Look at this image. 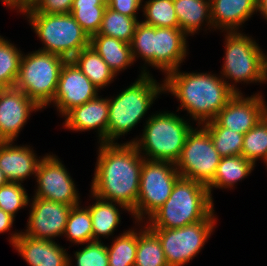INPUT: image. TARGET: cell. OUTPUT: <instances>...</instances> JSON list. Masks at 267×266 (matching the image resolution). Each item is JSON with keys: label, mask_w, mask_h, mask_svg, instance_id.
I'll use <instances>...</instances> for the list:
<instances>
[{"label": "cell", "mask_w": 267, "mask_h": 266, "mask_svg": "<svg viewBox=\"0 0 267 266\" xmlns=\"http://www.w3.org/2000/svg\"><path fill=\"white\" fill-rule=\"evenodd\" d=\"M241 32H224L225 56L220 71V76L235 93H242L237 83H266V53L252 36Z\"/></svg>", "instance_id": "cell-7"}, {"label": "cell", "mask_w": 267, "mask_h": 266, "mask_svg": "<svg viewBox=\"0 0 267 266\" xmlns=\"http://www.w3.org/2000/svg\"><path fill=\"white\" fill-rule=\"evenodd\" d=\"M103 1H104L106 4H108L110 0H103Z\"/></svg>", "instance_id": "cell-47"}, {"label": "cell", "mask_w": 267, "mask_h": 266, "mask_svg": "<svg viewBox=\"0 0 267 266\" xmlns=\"http://www.w3.org/2000/svg\"><path fill=\"white\" fill-rule=\"evenodd\" d=\"M213 30L241 31L242 25L257 13V0H210Z\"/></svg>", "instance_id": "cell-21"}, {"label": "cell", "mask_w": 267, "mask_h": 266, "mask_svg": "<svg viewBox=\"0 0 267 266\" xmlns=\"http://www.w3.org/2000/svg\"><path fill=\"white\" fill-rule=\"evenodd\" d=\"M14 141L0 142V169L8 182L24 183L30 176L36 175L40 161L30 145H14Z\"/></svg>", "instance_id": "cell-20"}, {"label": "cell", "mask_w": 267, "mask_h": 266, "mask_svg": "<svg viewBox=\"0 0 267 266\" xmlns=\"http://www.w3.org/2000/svg\"><path fill=\"white\" fill-rule=\"evenodd\" d=\"M263 98L260 92L250 97L236 93L214 120L221 127L245 134L267 114V102Z\"/></svg>", "instance_id": "cell-16"}, {"label": "cell", "mask_w": 267, "mask_h": 266, "mask_svg": "<svg viewBox=\"0 0 267 266\" xmlns=\"http://www.w3.org/2000/svg\"><path fill=\"white\" fill-rule=\"evenodd\" d=\"M98 92L99 89L76 64L66 60L60 71L56 94L48 106H56L57 112L63 117L72 108L96 98Z\"/></svg>", "instance_id": "cell-15"}, {"label": "cell", "mask_w": 267, "mask_h": 266, "mask_svg": "<svg viewBox=\"0 0 267 266\" xmlns=\"http://www.w3.org/2000/svg\"><path fill=\"white\" fill-rule=\"evenodd\" d=\"M63 127L70 131L85 132L95 130L98 143H107V122L109 117V98H96L72 108L64 116Z\"/></svg>", "instance_id": "cell-19"}, {"label": "cell", "mask_w": 267, "mask_h": 266, "mask_svg": "<svg viewBox=\"0 0 267 266\" xmlns=\"http://www.w3.org/2000/svg\"><path fill=\"white\" fill-rule=\"evenodd\" d=\"M152 74L140 73L134 83L115 97H109V117L107 122V143H117L145 119L154 101L164 93V80L157 82Z\"/></svg>", "instance_id": "cell-4"}, {"label": "cell", "mask_w": 267, "mask_h": 266, "mask_svg": "<svg viewBox=\"0 0 267 266\" xmlns=\"http://www.w3.org/2000/svg\"><path fill=\"white\" fill-rule=\"evenodd\" d=\"M266 83H267V54L265 55Z\"/></svg>", "instance_id": "cell-45"}, {"label": "cell", "mask_w": 267, "mask_h": 266, "mask_svg": "<svg viewBox=\"0 0 267 266\" xmlns=\"http://www.w3.org/2000/svg\"><path fill=\"white\" fill-rule=\"evenodd\" d=\"M241 155L256 166V161H267V114L244 134Z\"/></svg>", "instance_id": "cell-33"}, {"label": "cell", "mask_w": 267, "mask_h": 266, "mask_svg": "<svg viewBox=\"0 0 267 266\" xmlns=\"http://www.w3.org/2000/svg\"><path fill=\"white\" fill-rule=\"evenodd\" d=\"M8 181L4 175V173L2 172V170L0 169V186H3L5 184H7Z\"/></svg>", "instance_id": "cell-43"}, {"label": "cell", "mask_w": 267, "mask_h": 266, "mask_svg": "<svg viewBox=\"0 0 267 266\" xmlns=\"http://www.w3.org/2000/svg\"><path fill=\"white\" fill-rule=\"evenodd\" d=\"M32 0H26V7H28L30 5Z\"/></svg>", "instance_id": "cell-46"}, {"label": "cell", "mask_w": 267, "mask_h": 266, "mask_svg": "<svg viewBox=\"0 0 267 266\" xmlns=\"http://www.w3.org/2000/svg\"><path fill=\"white\" fill-rule=\"evenodd\" d=\"M144 24L154 27L179 28L173 0H143ZM146 17V18H145Z\"/></svg>", "instance_id": "cell-34"}, {"label": "cell", "mask_w": 267, "mask_h": 266, "mask_svg": "<svg viewBox=\"0 0 267 266\" xmlns=\"http://www.w3.org/2000/svg\"><path fill=\"white\" fill-rule=\"evenodd\" d=\"M214 210L208 187L180 177L167 201L146 221L148 228L176 229L204 220Z\"/></svg>", "instance_id": "cell-5"}, {"label": "cell", "mask_w": 267, "mask_h": 266, "mask_svg": "<svg viewBox=\"0 0 267 266\" xmlns=\"http://www.w3.org/2000/svg\"><path fill=\"white\" fill-rule=\"evenodd\" d=\"M180 177L175 163L144 158L138 200L136 207L130 214L134 218L135 224H143L167 201L176 181Z\"/></svg>", "instance_id": "cell-10"}, {"label": "cell", "mask_w": 267, "mask_h": 266, "mask_svg": "<svg viewBox=\"0 0 267 266\" xmlns=\"http://www.w3.org/2000/svg\"><path fill=\"white\" fill-rule=\"evenodd\" d=\"M63 236L75 245H84L93 241L92 219L86 206L72 207Z\"/></svg>", "instance_id": "cell-30"}, {"label": "cell", "mask_w": 267, "mask_h": 266, "mask_svg": "<svg viewBox=\"0 0 267 266\" xmlns=\"http://www.w3.org/2000/svg\"><path fill=\"white\" fill-rule=\"evenodd\" d=\"M257 12L267 21V0H257Z\"/></svg>", "instance_id": "cell-42"}, {"label": "cell", "mask_w": 267, "mask_h": 266, "mask_svg": "<svg viewBox=\"0 0 267 266\" xmlns=\"http://www.w3.org/2000/svg\"><path fill=\"white\" fill-rule=\"evenodd\" d=\"M144 225V226H143ZM141 224L137 231V252L134 266H168L158 237Z\"/></svg>", "instance_id": "cell-27"}, {"label": "cell", "mask_w": 267, "mask_h": 266, "mask_svg": "<svg viewBox=\"0 0 267 266\" xmlns=\"http://www.w3.org/2000/svg\"><path fill=\"white\" fill-rule=\"evenodd\" d=\"M75 265L68 256V266H109L107 246L102 242H88L84 247L74 252Z\"/></svg>", "instance_id": "cell-37"}, {"label": "cell", "mask_w": 267, "mask_h": 266, "mask_svg": "<svg viewBox=\"0 0 267 266\" xmlns=\"http://www.w3.org/2000/svg\"><path fill=\"white\" fill-rule=\"evenodd\" d=\"M30 198L21 183L8 182L0 186V208L15 218L17 212L29 205Z\"/></svg>", "instance_id": "cell-36"}, {"label": "cell", "mask_w": 267, "mask_h": 266, "mask_svg": "<svg viewBox=\"0 0 267 266\" xmlns=\"http://www.w3.org/2000/svg\"><path fill=\"white\" fill-rule=\"evenodd\" d=\"M58 156L47 153L40 161L35 180L37 187L32 197L63 203L81 205L80 193L67 168Z\"/></svg>", "instance_id": "cell-13"}, {"label": "cell", "mask_w": 267, "mask_h": 266, "mask_svg": "<svg viewBox=\"0 0 267 266\" xmlns=\"http://www.w3.org/2000/svg\"><path fill=\"white\" fill-rule=\"evenodd\" d=\"M139 19L121 14L110 7L106 6L102 23L97 34L117 38L130 44Z\"/></svg>", "instance_id": "cell-29"}, {"label": "cell", "mask_w": 267, "mask_h": 266, "mask_svg": "<svg viewBox=\"0 0 267 266\" xmlns=\"http://www.w3.org/2000/svg\"><path fill=\"white\" fill-rule=\"evenodd\" d=\"M36 33L42 46L38 50L71 60L90 46V37L70 14L20 13Z\"/></svg>", "instance_id": "cell-8"}, {"label": "cell", "mask_w": 267, "mask_h": 266, "mask_svg": "<svg viewBox=\"0 0 267 266\" xmlns=\"http://www.w3.org/2000/svg\"><path fill=\"white\" fill-rule=\"evenodd\" d=\"M137 229L129 228L107 246L109 266H134L137 252Z\"/></svg>", "instance_id": "cell-31"}, {"label": "cell", "mask_w": 267, "mask_h": 266, "mask_svg": "<svg viewBox=\"0 0 267 266\" xmlns=\"http://www.w3.org/2000/svg\"><path fill=\"white\" fill-rule=\"evenodd\" d=\"M254 168L255 166L242 155L221 157L213 181L207 186L211 199L214 200V188L234 189V185L247 178Z\"/></svg>", "instance_id": "cell-25"}, {"label": "cell", "mask_w": 267, "mask_h": 266, "mask_svg": "<svg viewBox=\"0 0 267 266\" xmlns=\"http://www.w3.org/2000/svg\"><path fill=\"white\" fill-rule=\"evenodd\" d=\"M29 204V218L25 232H22L24 235L49 241L63 236L73 206L40 197H32Z\"/></svg>", "instance_id": "cell-14"}, {"label": "cell", "mask_w": 267, "mask_h": 266, "mask_svg": "<svg viewBox=\"0 0 267 266\" xmlns=\"http://www.w3.org/2000/svg\"><path fill=\"white\" fill-rule=\"evenodd\" d=\"M90 193L96 197L136 207L143 156L134 143H99Z\"/></svg>", "instance_id": "cell-1"}, {"label": "cell", "mask_w": 267, "mask_h": 266, "mask_svg": "<svg viewBox=\"0 0 267 266\" xmlns=\"http://www.w3.org/2000/svg\"><path fill=\"white\" fill-rule=\"evenodd\" d=\"M143 0H110L107 4L111 9L138 19V10H140L143 6Z\"/></svg>", "instance_id": "cell-39"}, {"label": "cell", "mask_w": 267, "mask_h": 266, "mask_svg": "<svg viewBox=\"0 0 267 266\" xmlns=\"http://www.w3.org/2000/svg\"><path fill=\"white\" fill-rule=\"evenodd\" d=\"M91 194V198L94 199L92 205L86 206L91 215L92 229H93V241H102L100 237L108 238L114 235V231L121 222V212L123 209L131 213V211L123 204L106 201ZM117 206V207H116ZM122 209L120 210L119 209Z\"/></svg>", "instance_id": "cell-23"}, {"label": "cell", "mask_w": 267, "mask_h": 266, "mask_svg": "<svg viewBox=\"0 0 267 266\" xmlns=\"http://www.w3.org/2000/svg\"><path fill=\"white\" fill-rule=\"evenodd\" d=\"M9 242L29 266H68V252L55 241L35 239L15 231Z\"/></svg>", "instance_id": "cell-18"}, {"label": "cell", "mask_w": 267, "mask_h": 266, "mask_svg": "<svg viewBox=\"0 0 267 266\" xmlns=\"http://www.w3.org/2000/svg\"><path fill=\"white\" fill-rule=\"evenodd\" d=\"M3 4L10 10H17L20 12L22 9L26 8V0H1Z\"/></svg>", "instance_id": "cell-41"}, {"label": "cell", "mask_w": 267, "mask_h": 266, "mask_svg": "<svg viewBox=\"0 0 267 266\" xmlns=\"http://www.w3.org/2000/svg\"><path fill=\"white\" fill-rule=\"evenodd\" d=\"M6 89V87L0 83V96L3 93V91Z\"/></svg>", "instance_id": "cell-44"}, {"label": "cell", "mask_w": 267, "mask_h": 266, "mask_svg": "<svg viewBox=\"0 0 267 266\" xmlns=\"http://www.w3.org/2000/svg\"><path fill=\"white\" fill-rule=\"evenodd\" d=\"M164 93L176 97L177 111H187L198 126L214 120L236 94L220 74L181 72L179 68L165 76Z\"/></svg>", "instance_id": "cell-2"}, {"label": "cell", "mask_w": 267, "mask_h": 266, "mask_svg": "<svg viewBox=\"0 0 267 266\" xmlns=\"http://www.w3.org/2000/svg\"><path fill=\"white\" fill-rule=\"evenodd\" d=\"M173 5L179 28L187 36L200 32L202 26H208L205 31L213 29L210 0H173Z\"/></svg>", "instance_id": "cell-22"}, {"label": "cell", "mask_w": 267, "mask_h": 266, "mask_svg": "<svg viewBox=\"0 0 267 266\" xmlns=\"http://www.w3.org/2000/svg\"><path fill=\"white\" fill-rule=\"evenodd\" d=\"M214 212L202 221L176 229L149 228L158 237L168 266H185L201 252L216 228Z\"/></svg>", "instance_id": "cell-11"}, {"label": "cell", "mask_w": 267, "mask_h": 266, "mask_svg": "<svg viewBox=\"0 0 267 266\" xmlns=\"http://www.w3.org/2000/svg\"><path fill=\"white\" fill-rule=\"evenodd\" d=\"M66 59L62 56L35 50L22 54L15 87L24 92L41 109L53 101L59 75Z\"/></svg>", "instance_id": "cell-9"}, {"label": "cell", "mask_w": 267, "mask_h": 266, "mask_svg": "<svg viewBox=\"0 0 267 266\" xmlns=\"http://www.w3.org/2000/svg\"><path fill=\"white\" fill-rule=\"evenodd\" d=\"M107 4L103 0H73L70 14L89 37L97 34Z\"/></svg>", "instance_id": "cell-28"}, {"label": "cell", "mask_w": 267, "mask_h": 266, "mask_svg": "<svg viewBox=\"0 0 267 266\" xmlns=\"http://www.w3.org/2000/svg\"><path fill=\"white\" fill-rule=\"evenodd\" d=\"M72 4L73 0H32L19 13L68 14Z\"/></svg>", "instance_id": "cell-38"}, {"label": "cell", "mask_w": 267, "mask_h": 266, "mask_svg": "<svg viewBox=\"0 0 267 266\" xmlns=\"http://www.w3.org/2000/svg\"><path fill=\"white\" fill-rule=\"evenodd\" d=\"M220 159L209 133L197 125L187 135L175 166L181 177L208 186L213 181Z\"/></svg>", "instance_id": "cell-12"}, {"label": "cell", "mask_w": 267, "mask_h": 266, "mask_svg": "<svg viewBox=\"0 0 267 266\" xmlns=\"http://www.w3.org/2000/svg\"><path fill=\"white\" fill-rule=\"evenodd\" d=\"M90 46L107 63L115 76L134 64L130 44L117 38L95 34L90 37Z\"/></svg>", "instance_id": "cell-24"}, {"label": "cell", "mask_w": 267, "mask_h": 266, "mask_svg": "<svg viewBox=\"0 0 267 266\" xmlns=\"http://www.w3.org/2000/svg\"><path fill=\"white\" fill-rule=\"evenodd\" d=\"M42 109L16 87L6 88L0 96V142L16 141L31 113Z\"/></svg>", "instance_id": "cell-17"}, {"label": "cell", "mask_w": 267, "mask_h": 266, "mask_svg": "<svg viewBox=\"0 0 267 266\" xmlns=\"http://www.w3.org/2000/svg\"><path fill=\"white\" fill-rule=\"evenodd\" d=\"M146 119L141 136L127 143H134L147 160L176 163L194 124L170 111H157Z\"/></svg>", "instance_id": "cell-6"}, {"label": "cell", "mask_w": 267, "mask_h": 266, "mask_svg": "<svg viewBox=\"0 0 267 266\" xmlns=\"http://www.w3.org/2000/svg\"><path fill=\"white\" fill-rule=\"evenodd\" d=\"M201 126L209 133L214 148L221 157L241 155L244 134L221 127L215 120Z\"/></svg>", "instance_id": "cell-32"}, {"label": "cell", "mask_w": 267, "mask_h": 266, "mask_svg": "<svg viewBox=\"0 0 267 266\" xmlns=\"http://www.w3.org/2000/svg\"><path fill=\"white\" fill-rule=\"evenodd\" d=\"M0 35V83L6 88L15 87L23 52Z\"/></svg>", "instance_id": "cell-35"}, {"label": "cell", "mask_w": 267, "mask_h": 266, "mask_svg": "<svg viewBox=\"0 0 267 266\" xmlns=\"http://www.w3.org/2000/svg\"><path fill=\"white\" fill-rule=\"evenodd\" d=\"M15 218L0 208V234L11 232Z\"/></svg>", "instance_id": "cell-40"}, {"label": "cell", "mask_w": 267, "mask_h": 266, "mask_svg": "<svg viewBox=\"0 0 267 266\" xmlns=\"http://www.w3.org/2000/svg\"><path fill=\"white\" fill-rule=\"evenodd\" d=\"M187 39L180 28L154 27L140 21L130 42L134 62L139 57L144 61L142 74H150L147 68L151 66L166 76L185 62L189 49Z\"/></svg>", "instance_id": "cell-3"}, {"label": "cell", "mask_w": 267, "mask_h": 266, "mask_svg": "<svg viewBox=\"0 0 267 266\" xmlns=\"http://www.w3.org/2000/svg\"><path fill=\"white\" fill-rule=\"evenodd\" d=\"M71 60L99 90L113 83L112 81L116 77L107 63L91 46L82 49Z\"/></svg>", "instance_id": "cell-26"}]
</instances>
